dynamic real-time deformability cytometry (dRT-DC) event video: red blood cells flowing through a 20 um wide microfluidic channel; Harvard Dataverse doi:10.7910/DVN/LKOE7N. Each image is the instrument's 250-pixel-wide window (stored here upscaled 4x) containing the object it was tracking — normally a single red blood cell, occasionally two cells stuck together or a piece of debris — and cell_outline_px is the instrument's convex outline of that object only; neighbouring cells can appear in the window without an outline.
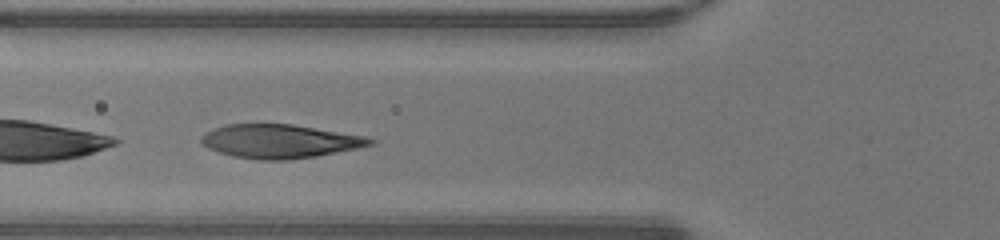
{"species": "human", "species_latin": "Homo sapiens", "temperature_condition": "warm", "stored_images_in_passage": 32, "camera_frame_rate_fps": 3000, "um_per_image_px": 0.085, "donor": {"sex": "male"}, "frame": {"image": 1, "passage_image": 11, "time_ms": 3.333, "image_size_px": [1000, 240], "cell_outline_px": [[376, 144], [316, 156], [288, 160], [260, 160], [232, 156], [208, 148], [200, 140], [212, 128], [224, 124], [292, 124], [364, 136], [376, 140]], "centroid_in_image_um": [23.79, 12.01], "position_along_channel_um": 102.0, "area_um2": 32.95}}
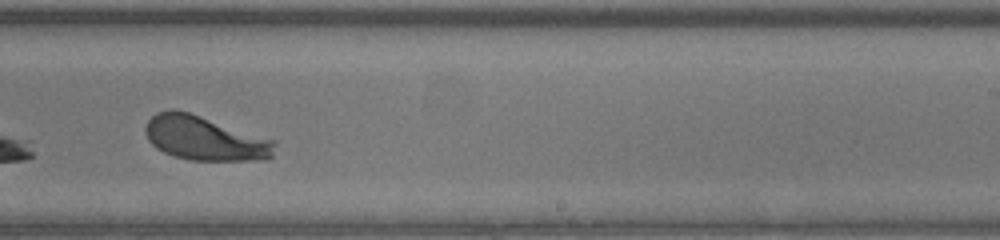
{"frame": {"image": 2, "passage_image": 23, "time_ms": 7.333, "image_size_px": [1000, 240], "cell_outline_px": [[276, 144], [272, 156], [264, 160], [192, 160], [176, 156], [164, 152], [156, 148], [148, 140], [144, 132], [144, 128], [148, 120], [156, 112], [168, 108], [176, 108], [276, 140]], "centroid_in_image_um": [17.39, 11.73], "position_along_channel_um": 271.6, "area_um2": 33.58}}
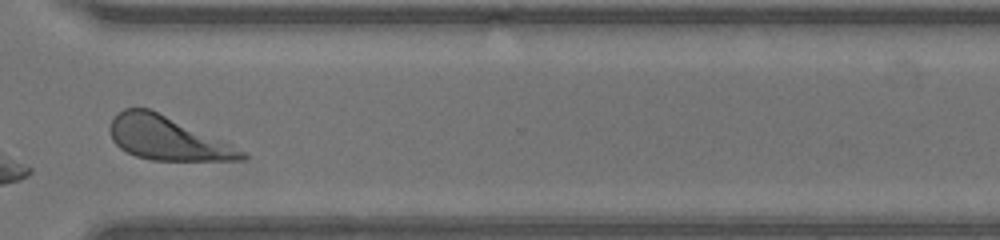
{"frame": {"image": 3, "passage_image": 29, "time_ms": 9.333, "image_size_px": [1000, 240], "cell_outline_px": [[248, 156], [244, 160], [152, 160], [136, 156], [120, 148], [112, 140], [108, 128], [116, 112], [124, 108], [148, 108], [232, 144], [244, 152]], "centroid_in_image_um": [14.18, 11.75], "position_along_channel_um": 356.4, "area_um2": 33.18}, "authors_computed_cell_mechanics": {"area_um2": 34.0442, "velocity_mm_per_s": 4.2383, "shape_relaxation_time_tau1_ms": 1.8081, "shape_relaxation_time_tau2_ms": null, "deformation_change_tau1": 0.1779, "deformation_change_tau2": null}}